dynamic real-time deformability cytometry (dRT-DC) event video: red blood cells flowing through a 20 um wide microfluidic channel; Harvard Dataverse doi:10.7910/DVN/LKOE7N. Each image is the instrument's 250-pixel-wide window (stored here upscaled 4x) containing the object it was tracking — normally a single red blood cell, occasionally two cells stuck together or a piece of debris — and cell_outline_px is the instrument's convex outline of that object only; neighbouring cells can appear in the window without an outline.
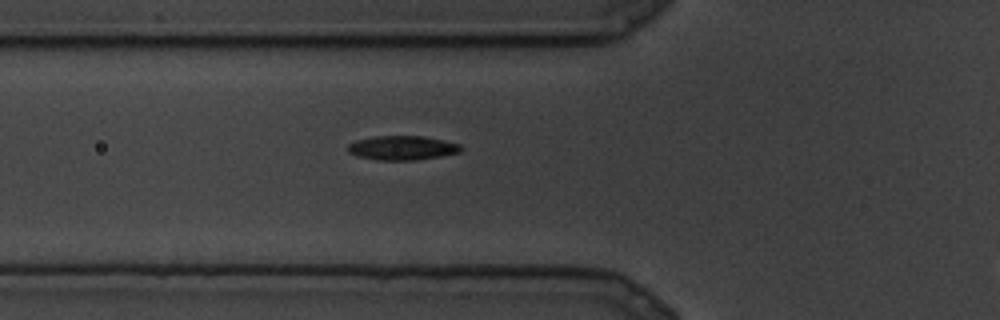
{"species": "common noctule bat (a hibernating species)", "species_latin": "Nyctalus noctula", "temperature_condition": "cold", "stored_images_in_passage": 10, "camera_frame_rate_fps": 3000, "um_per_image_px": 0.085, "animal": {"sex": "male", "body_mass_g": 19.5, "forearm_length_mm": 54.6}, "frame": {"image": 1, "passage_image": 2, "time_ms": 0.333, "image_size_px": [1000, 320], "cell_outline_px": [[464, 148], [460, 152], [440, 156], [416, 160], [376, 160], [356, 156], [348, 152], [348, 144], [356, 140], [376, 136], [424, 136], [444, 140], [460, 144]], "centroid_in_image_um": [34.2, 12.57], "position_along_channel_um": 91.6, "area_um2": 16.07}}
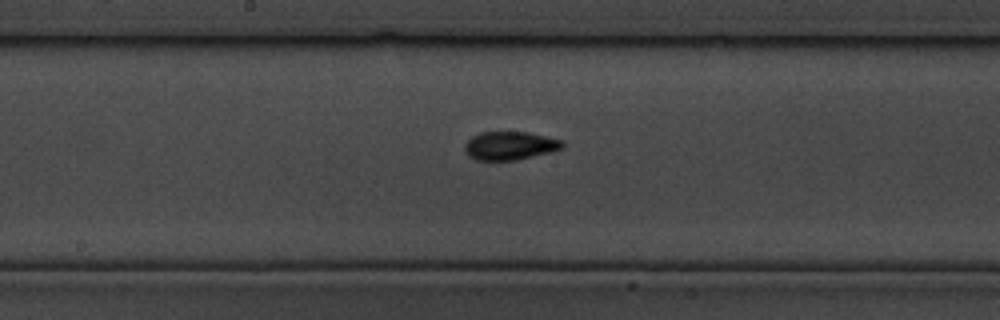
{"frame": {"image": 2, "passage_image": 6, "time_ms": 1.667, "image_size_px": [1000, 320], "cell_outline_px": [[564, 148], [552, 152], [516, 160], [476, 160], [468, 156], [464, 148], [464, 144], [472, 136], [480, 132], [528, 132], [564, 140]], "centroid_in_image_um": [43.36, 12.38], "position_along_channel_um": 204.8, "area_um2": 16.36}}
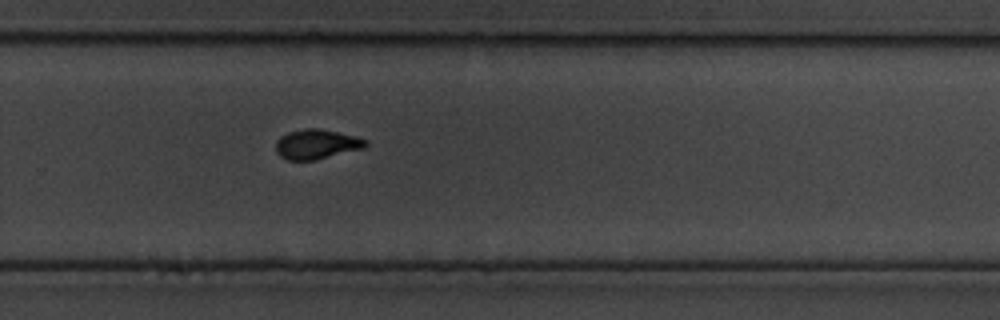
{"frame": {"image": 3, "passage_image": 10, "time_ms": 3.0, "image_size_px": [1000, 320], "cell_outline_px": [[368, 144], [364, 148], [316, 160], [288, 160], [280, 156], [276, 152], [276, 140], [280, 136], [288, 132], [304, 128], [316, 128], [356, 136], [368, 140]], "centroid_in_image_um": [26.9, 12.26], "position_along_channel_um": 302.9, "area_um2": 15.61}}